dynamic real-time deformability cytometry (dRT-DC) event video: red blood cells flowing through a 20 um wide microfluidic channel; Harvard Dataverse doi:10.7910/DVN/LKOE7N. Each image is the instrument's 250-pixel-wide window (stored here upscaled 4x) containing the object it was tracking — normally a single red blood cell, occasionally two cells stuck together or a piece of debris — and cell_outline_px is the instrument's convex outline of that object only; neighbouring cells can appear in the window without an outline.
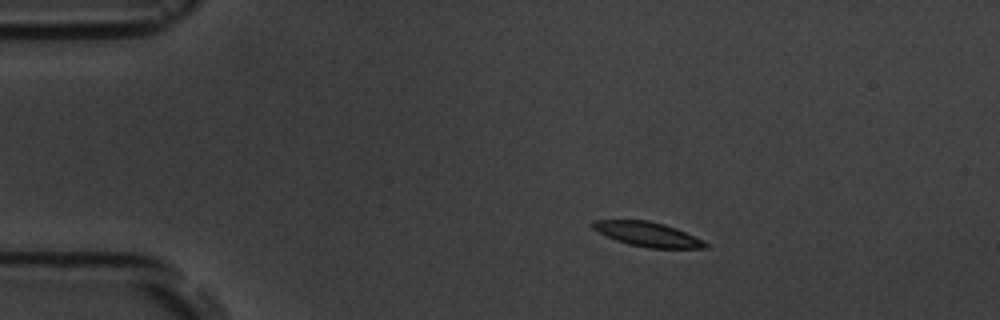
{"species": "common noctule bat (a hibernating species)", "species_latin": "Nyctalus noctula", "temperature_condition": "room temperature", "stored_images_in_passage": 4, "camera_frame_rate_fps": 3000, "um_per_image_px": 0.085, "animal": {"sex": "male", "body_mass_g": 19.5, "forearm_length_mm": 54.6}, "frame": {"image": 1, "passage_image": 2, "time_ms": 1.333, "image_size_px": [1000, 320], "cell_outline_px": [[708, 248], [648, 248], [628, 244], [616, 240], [592, 228], [592, 220], [648, 220], [664, 224], [676, 228], [704, 240], [708, 244]], "centroid_in_image_um": [55.08, 19.91], "position_along_channel_um": 29.9, "area_um2": 16.01}}